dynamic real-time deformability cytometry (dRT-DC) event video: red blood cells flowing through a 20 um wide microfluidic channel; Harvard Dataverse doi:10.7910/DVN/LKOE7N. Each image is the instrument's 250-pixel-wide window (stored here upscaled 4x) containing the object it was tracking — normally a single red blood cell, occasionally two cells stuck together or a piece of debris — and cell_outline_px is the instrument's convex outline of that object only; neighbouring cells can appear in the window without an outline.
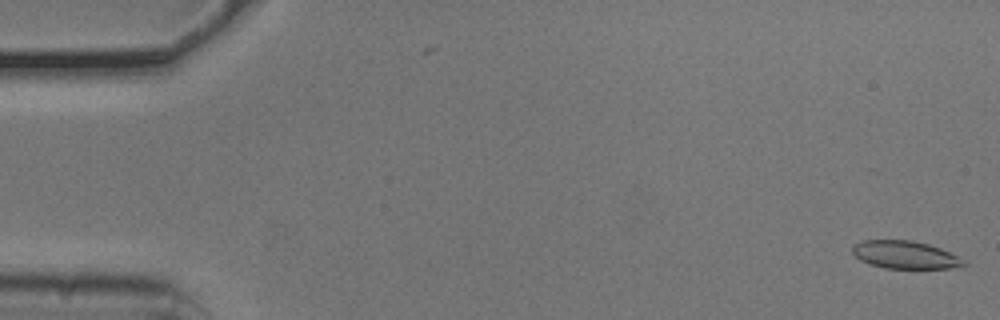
{"species": "common noctule bat (a hibernating species)", "species_latin": "Nyctalus noctula", "temperature_condition": "cold", "stored_images_in_passage": 3, "camera_frame_rate_fps": 3000, "um_per_image_px": 0.085, "animal": {"sex": "male", "body_mass_g": 20.5, "forearm_length_mm": 52.5}, "frame": {"image": 1, "passage_image": 3, "time_ms": 0.667, "image_size_px": [1000, 320], "cell_outline_px": [[968, 264], [960, 268], [884, 268], [868, 264], [860, 260], [852, 252], [852, 248], [860, 240], [912, 240], [928, 244], [940, 248], [964, 260]], "centroid_in_image_um": [76.93, 21.66], "position_along_channel_um": 8.1, "area_um2": 18.03}}